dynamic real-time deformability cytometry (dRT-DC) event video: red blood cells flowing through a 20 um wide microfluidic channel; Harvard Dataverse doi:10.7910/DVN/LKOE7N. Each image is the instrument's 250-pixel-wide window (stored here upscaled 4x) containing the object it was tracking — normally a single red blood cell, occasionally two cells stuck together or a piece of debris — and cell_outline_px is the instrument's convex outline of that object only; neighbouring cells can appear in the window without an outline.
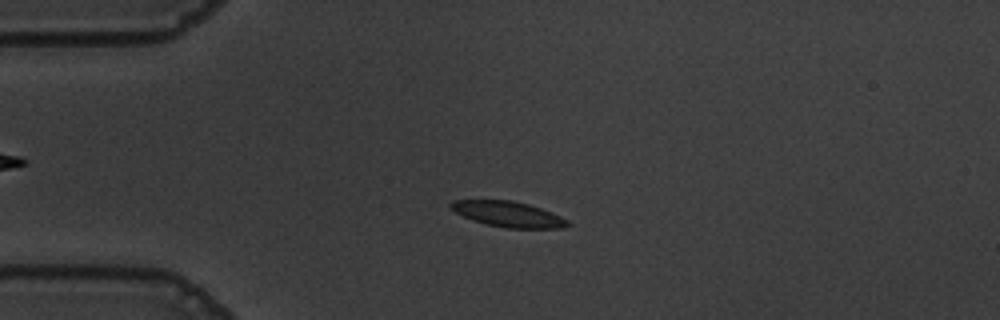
{"species": "common noctule bat (a hibernating species)", "species_latin": "Nyctalus noctula", "temperature_condition": "warm", "stored_images_in_passage": 55, "camera_frame_rate_fps": 3000, "um_per_image_px": 0.085, "animal": {"sex": "male", "body_mass_g": 19.5, "forearm_length_mm": 54.6}, "frame": {"image": 1, "passage_image": 13, "time_ms": 4.0, "image_size_px": [1000, 320], "cell_outline_px": [[572, 224], [564, 228], [504, 228], [484, 224], [472, 220], [448, 208], [448, 204], [452, 200], [512, 200], [528, 204], [540, 208], [560, 216], [568, 220]], "centroid_in_image_um": [43.17, 18.21], "position_along_channel_um": 41.8, "area_um2": 17.51}}
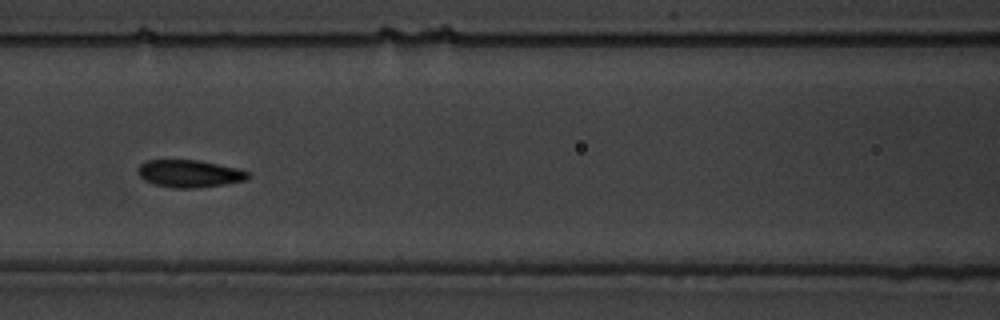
{"frame": {"image": 2, "passage_image": 24, "time_ms": 7.667, "image_size_px": [1000, 320], "cell_outline_px": [[252, 172], [244, 180], [224, 184], [196, 188], [172, 188], [152, 184], [144, 180], [136, 172], [136, 168], [144, 160], [200, 160], [240, 168]], "centroid_in_image_um": [16.07, 14.75], "position_along_channel_um": 150.5, "area_um2": 17.92}}
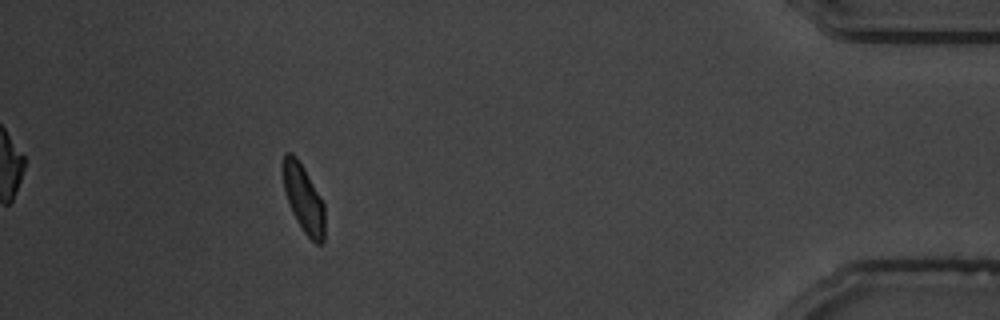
{"frame": {"image": 3, "passage_image": 50, "time_ms": 16.333, "image_size_px": [1000, 320], "cell_outline_px": [[324, 244], [316, 244], [304, 232], [292, 212], [284, 192], [284, 152], [292, 152], [296, 156], [304, 168], [324, 204]], "centroid_in_image_um": [25.82, 16.9], "position_along_channel_um": 409.4, "area_um2": 16.18}, "authors_computed_cell_mechanics": {"area_um2": 17.2244, "velocity_mm_per_s": 3.6237, "shape_relaxation_time_tau1_ms": 2.9849, "shape_relaxation_time_tau2_ms": 0.9596, "deformation_change_tau1": 0.1252, "deformation_change_tau2": 0.0415}}